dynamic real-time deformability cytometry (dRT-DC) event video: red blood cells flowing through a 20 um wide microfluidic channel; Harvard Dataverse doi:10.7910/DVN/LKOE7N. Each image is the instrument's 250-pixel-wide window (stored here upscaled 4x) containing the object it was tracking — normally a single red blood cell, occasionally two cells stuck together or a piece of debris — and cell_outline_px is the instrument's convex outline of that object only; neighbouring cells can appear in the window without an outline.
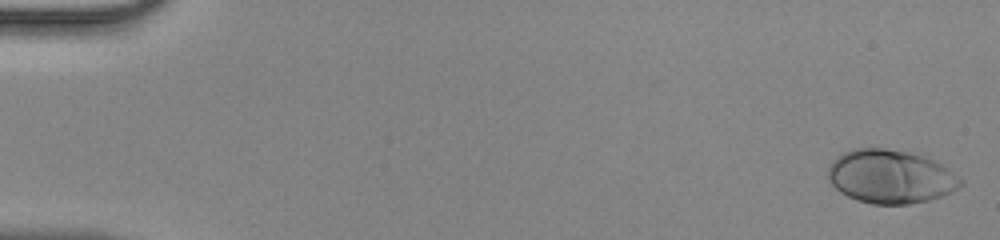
{"species": "human", "species_latin": "Homo sapiens", "temperature_condition": "room temperature", "stored_images_in_passage": 47, "camera_frame_rate_fps": 3000, "um_per_image_px": 0.085, "donor": {"sex": "male"}, "frame": {"image": 1, "passage_image": 1, "time_ms": 0.0, "image_size_px": [1000, 240], "cell_outline_px": [[964, 184], [940, 196], [928, 200], [908, 204], [872, 204], [856, 200], [840, 192], [828, 180], [828, 168], [832, 160], [836, 156], [852, 148], [884, 148], [908, 152], [924, 156], [940, 164], [964, 180]], "centroid_in_image_um": [75.65, 15.0], "position_along_channel_um": 9.4, "area_um2": 41.27}}
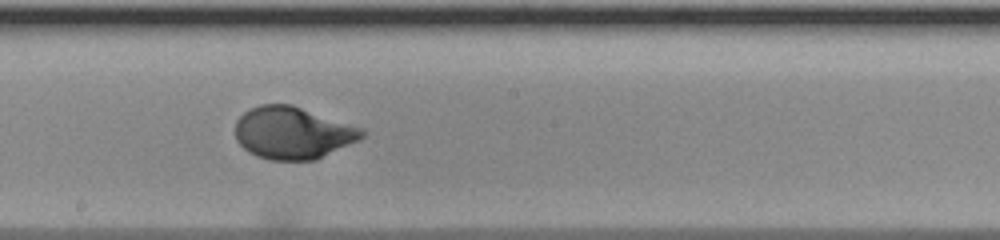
{"frame": {"image": 2, "passage_image": 27, "time_ms": 8.667, "image_size_px": [1000, 240], "cell_outline_px": [[364, 136], [360, 140], [316, 160], [268, 160], [256, 156], [248, 152], [236, 140], [236, 120], [244, 112], [260, 104], [292, 104], [364, 128]], "centroid_in_image_um": [24.9, 11.3], "position_along_channel_um": 223.3, "area_um2": 38.84}}
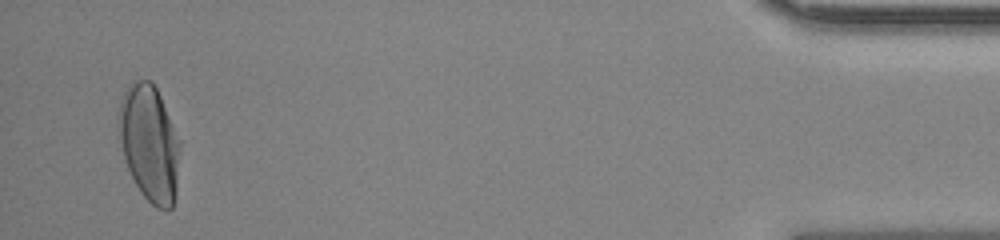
{"frame": {"image": 3, "passage_image": 46, "time_ms": 15.0, "image_size_px": [1000, 240], "cell_outline_px": [[180, 144], [176, 192], [172, 208], [168, 212], [156, 208], [140, 192], [128, 168], [124, 156], [120, 140], [116, 116], [120, 100], [128, 84], [132, 80], [152, 80], [160, 96], [180, 140]], "centroid_in_image_um": [12.69, 12.15], "position_along_channel_um": 422.5, "area_um2": 41.79}}